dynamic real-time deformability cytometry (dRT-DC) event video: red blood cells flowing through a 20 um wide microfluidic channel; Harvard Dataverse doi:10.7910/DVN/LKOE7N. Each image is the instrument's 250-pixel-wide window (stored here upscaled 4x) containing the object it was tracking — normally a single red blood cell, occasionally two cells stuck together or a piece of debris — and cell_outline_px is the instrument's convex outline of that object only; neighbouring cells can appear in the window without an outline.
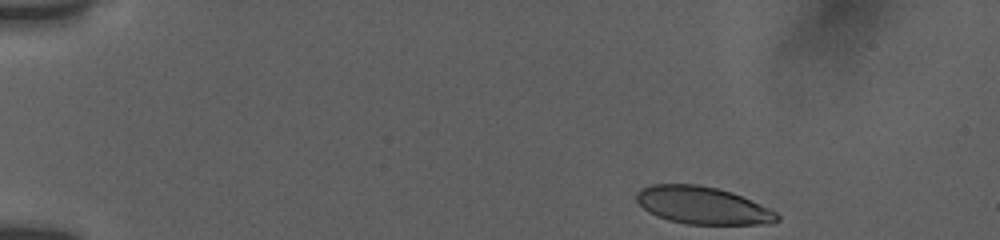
{"species": "human", "species_latin": "Homo sapiens", "temperature_condition": "room temperature", "stored_images_in_passage": 11, "camera_frame_rate_fps": 3000, "um_per_image_px": 0.085, "donor": {"sex": "female"}, "frame": {"image": 1, "passage_image": 1, "time_ms": 0.0, "image_size_px": [1000, 240], "cell_outline_px": [[780, 220], [772, 224], [688, 224], [668, 220], [656, 216], [648, 212], [636, 200], [636, 192], [640, 188], [652, 184], [700, 184], [732, 192], [768, 208], [776, 212], [780, 216]], "centroid_in_image_um": [59.71, 17.46], "position_along_channel_um": 25.3, "area_um2": 30.75}}
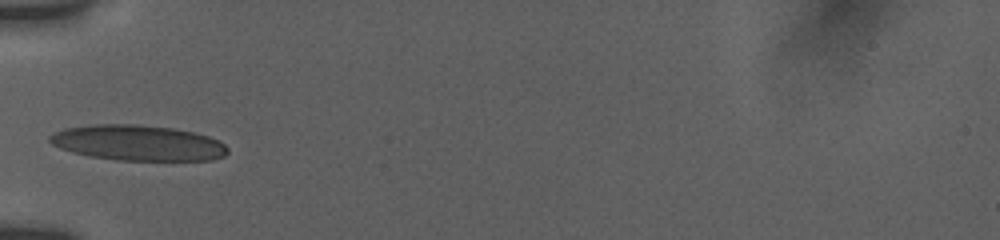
{"frame": {"image": 2, "passage_image": 8, "time_ms": 4.0, "image_size_px": [1000, 240], "cell_outline_px": [[228, 152], [224, 156], [212, 160], [116, 160], [92, 156], [72, 152], [60, 148], [52, 144], [48, 140], [48, 136], [64, 128], [96, 124], [136, 124], [172, 128], [192, 132], [208, 136], [220, 140], [228, 148]], "centroid_in_image_um": [11.73, 12.14], "position_along_channel_um": 73.3, "area_um2": 36.76}}
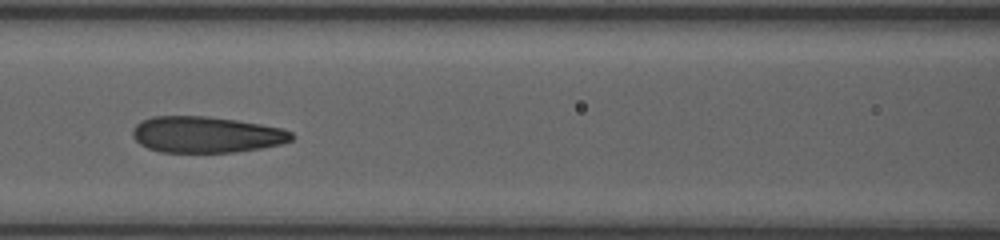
{"frame": {"image": 3, "passage_image": 10, "time_ms": 6.0, "image_size_px": [1000, 240], "cell_outline_px": [[296, 136], [292, 140], [280, 144], [260, 148], [236, 152], [160, 152], [148, 148], [140, 144], [132, 136], [132, 128], [140, 120], [152, 116], [208, 116], [236, 120], [284, 128], [292, 132]], "centroid_in_image_um": [17.52, 11.43], "position_along_channel_um": 149.1, "area_um2": 33.81}}